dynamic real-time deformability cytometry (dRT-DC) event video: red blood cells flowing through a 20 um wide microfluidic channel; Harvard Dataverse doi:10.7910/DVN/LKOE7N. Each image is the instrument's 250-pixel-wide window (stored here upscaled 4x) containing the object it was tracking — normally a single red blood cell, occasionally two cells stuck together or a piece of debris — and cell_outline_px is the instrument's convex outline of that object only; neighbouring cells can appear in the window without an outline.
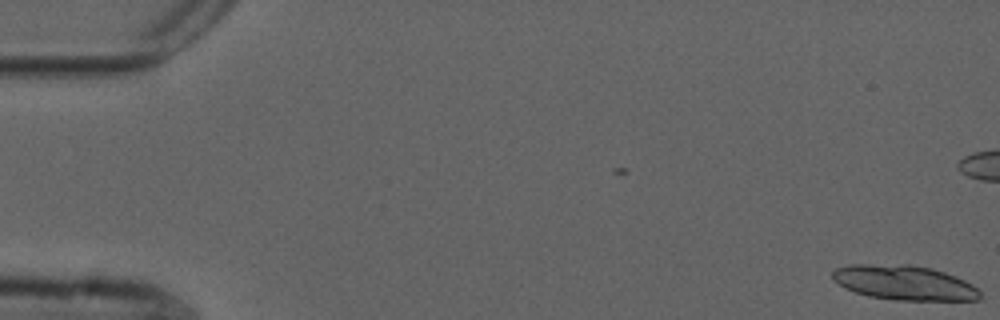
{"species": "common noctule bat (a hibernating species)", "species_latin": "Nyctalus noctula", "temperature_condition": "cold", "stored_images_in_passage": 21, "camera_frame_rate_fps": 3000, "um_per_image_px": 0.085, "animal": {"sex": "male", "forearm_length_mm": 52.5}, "frame": {"image": 1, "passage_image": 1, "time_ms": 0.0, "image_size_px": [1000, 320], "cell_outline_px": [[980, 296], [976, 300], [896, 300], [868, 296], [844, 288], [832, 280], [832, 272], [836, 268], [848, 264], [908, 264], [932, 268], [956, 276], [972, 284], [980, 292]], "centroid_in_image_um": [76.81, 24.02], "position_along_channel_um": 8.2, "area_um2": 29.94}}